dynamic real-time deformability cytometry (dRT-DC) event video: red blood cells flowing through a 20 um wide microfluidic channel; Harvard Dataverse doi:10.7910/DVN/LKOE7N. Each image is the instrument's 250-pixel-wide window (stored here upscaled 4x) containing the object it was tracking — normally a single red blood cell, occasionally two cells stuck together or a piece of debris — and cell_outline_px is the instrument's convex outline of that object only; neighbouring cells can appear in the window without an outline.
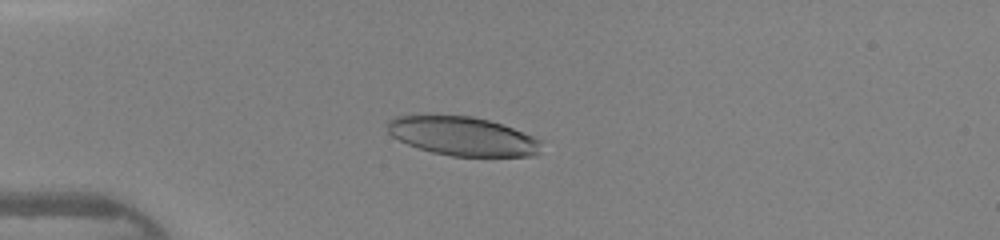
{"species": "human", "species_latin": "Homo sapiens", "temperature_condition": "warm", "stored_images_in_passage": 42, "camera_frame_rate_fps": 3000, "um_per_image_px": 0.085, "donor": {"sex": "female"}, "frame": {"image": 1, "passage_image": 12, "time_ms": 3.667, "image_size_px": [1000, 240], "cell_outline_px": [[540, 152], [536, 156], [452, 156], [432, 152], [408, 144], [392, 136], [388, 132], [388, 120], [396, 116], [472, 116], [488, 120], [512, 128], [532, 136], [540, 140]], "centroid_in_image_um": [39.33, 11.59], "position_along_channel_um": 45.7, "area_um2": 34.39}}
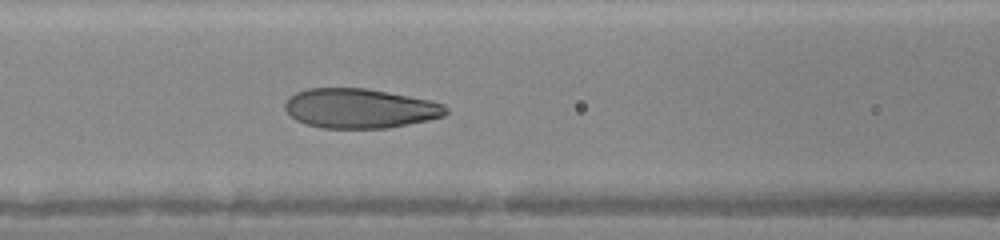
{"frame": {"image": 2, "passage_image": 20, "time_ms": 6.333, "image_size_px": [1000, 240], "cell_outline_px": [[448, 112], [444, 116], [428, 120], [388, 128], [324, 128], [304, 124], [296, 120], [284, 108], [284, 104], [288, 96], [296, 92], [308, 88], [364, 88], [388, 92], [432, 100], [444, 104], [448, 108]], "centroid_in_image_um": [30.59, 9.21], "position_along_channel_um": 136.0, "area_um2": 37.34}}
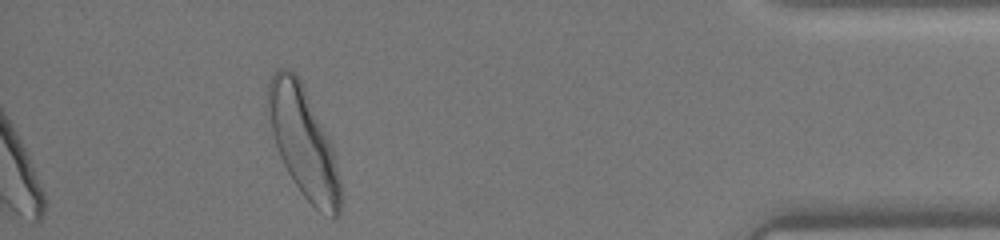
{"frame": {"image": 3, "passage_image": 42, "time_ms": 13.667, "image_size_px": [1000, 240], "cell_outline_px": [[340, 212], [336, 216], [332, 216], [316, 208], [300, 192], [292, 180], [280, 156], [272, 132], [268, 108], [268, 84], [276, 68], [288, 68], [300, 80], [332, 144], [340, 180]], "centroid_in_image_um": [25.79, 12.08], "position_along_channel_um": 409.4, "area_um2": 45.2}, "authors_computed_cell_mechanics": {"area_um2": 37.5122, "velocity_mm_per_s": 4.3481, "shape_relaxation_time_tau1_ms": 2.8576, "shape_relaxation_time_tau2_ms": 0.8252, "deformation_change_tau1": 0.1647, "deformation_change_tau2": 0.0784}}